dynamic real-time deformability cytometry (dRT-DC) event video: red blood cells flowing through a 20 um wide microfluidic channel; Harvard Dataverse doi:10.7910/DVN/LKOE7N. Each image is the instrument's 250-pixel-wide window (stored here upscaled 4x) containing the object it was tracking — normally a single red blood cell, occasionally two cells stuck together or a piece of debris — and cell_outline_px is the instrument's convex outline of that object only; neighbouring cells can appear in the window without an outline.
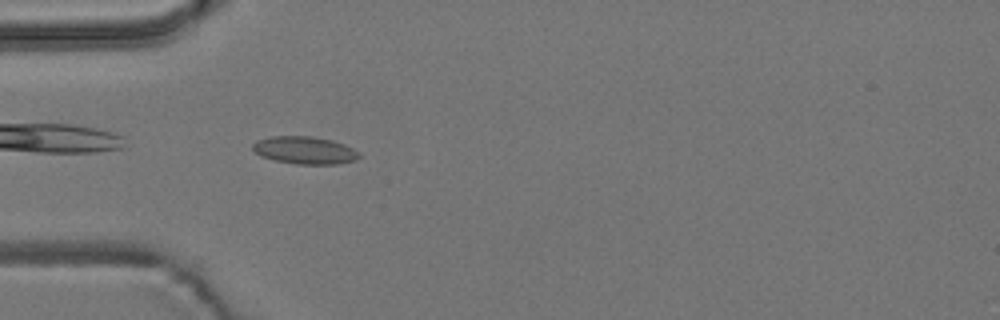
{"species": "common noctule bat (a hibernating species)", "species_latin": "Nyctalus noctula", "temperature_condition": "room temperature", "stored_images_in_passage": 1, "camera_frame_rate_fps": 3000, "um_per_image_px": 0.085, "animal": {"sex": "male", "body_mass_g": 19.2, "forearm_length_mm": 51.8}, "frame": {"image": 1, "passage_image": 1, "time_ms": 0.0, "image_size_px": [1000, 320], "cell_outline_px": [[360, 156], [356, 160], [336, 164], [296, 164], [276, 160], [260, 156], [252, 148], [252, 144], [256, 140], [272, 136], [308, 136], [332, 140], [344, 144], [360, 152]], "centroid_in_image_um": [25.9, 12.77], "position_along_channel_um": 59.1, "area_um2": 17.05}}